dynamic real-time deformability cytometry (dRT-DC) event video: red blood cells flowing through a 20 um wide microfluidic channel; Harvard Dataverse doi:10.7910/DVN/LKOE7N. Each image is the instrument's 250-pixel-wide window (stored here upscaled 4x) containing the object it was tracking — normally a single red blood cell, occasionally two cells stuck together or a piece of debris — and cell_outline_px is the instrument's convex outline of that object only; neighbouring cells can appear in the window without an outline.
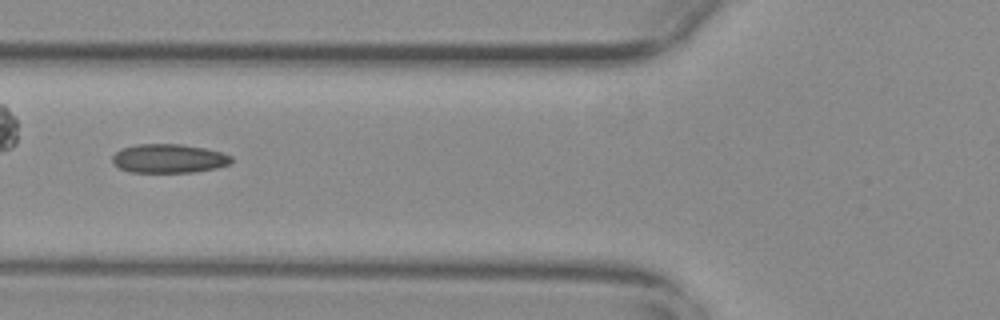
{"species": "common noctule bat (a hibernating species)", "species_latin": "Nyctalus noctula", "temperature_condition": "warm", "stored_images_in_passage": 49, "camera_frame_rate_fps": 3000, "um_per_image_px": 0.085, "animal": {"sex": "female", "body_mass_g": 29.2, "forearm_length_mm": 56.3}, "frame": {"image": 1, "passage_image": 16, "time_ms": 5.0, "image_size_px": [1000, 320], "cell_outline_px": [[232, 160], [228, 164], [216, 168], [196, 172], [128, 172], [120, 168], [112, 160], [112, 156], [116, 152], [124, 148], [136, 144], [180, 144], [204, 148], [220, 152], [232, 156]], "centroid_in_image_um": [14.35, 13.47], "position_along_channel_um": 111.5, "area_um2": 19.88}}